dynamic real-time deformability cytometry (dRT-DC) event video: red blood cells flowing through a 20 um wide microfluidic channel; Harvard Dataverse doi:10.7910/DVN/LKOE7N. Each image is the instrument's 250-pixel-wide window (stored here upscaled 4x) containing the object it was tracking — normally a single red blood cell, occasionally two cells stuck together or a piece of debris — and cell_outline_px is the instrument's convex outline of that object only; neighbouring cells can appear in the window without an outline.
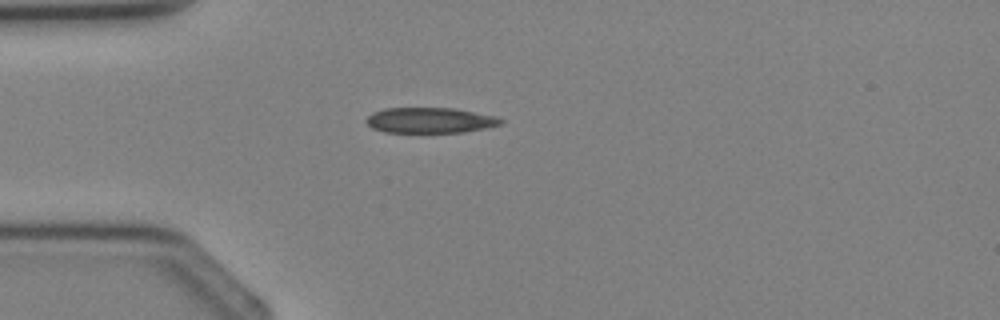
{"species": "Egyptian fruit bat (a non-hibernating species)", "species_latin": "Rousettus aegyptiacus", "temperature_condition": "cold", "stored_images_in_passage": 3, "camera_frame_rate_fps": 3000, "um_per_image_px": 0.085, "animal": {"sex": "female"}, "frame": {"image": 1, "passage_image": 3, "time_ms": 2.333, "image_size_px": [1000, 320], "cell_outline_px": [[504, 124], [488, 128], [464, 132], [384, 132], [372, 128], [364, 120], [372, 112], [384, 108], [452, 108], [496, 116], [504, 120]], "centroid_in_image_um": [36.57, 10.23], "position_along_channel_um": 48.4, "area_um2": 20.11}}